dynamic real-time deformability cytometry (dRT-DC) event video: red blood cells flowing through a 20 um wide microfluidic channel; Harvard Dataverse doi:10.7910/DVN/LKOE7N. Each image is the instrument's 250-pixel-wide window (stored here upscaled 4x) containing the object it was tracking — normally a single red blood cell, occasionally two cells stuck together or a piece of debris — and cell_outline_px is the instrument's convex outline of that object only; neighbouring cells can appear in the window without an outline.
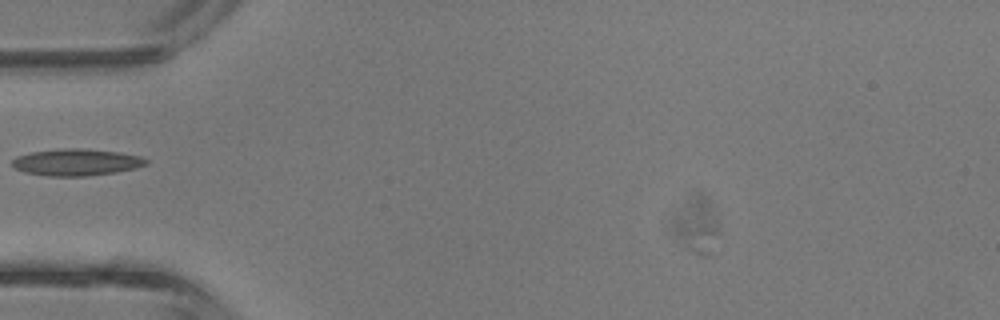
{"species": "common noctule bat (a hibernating species)", "species_latin": "Nyctalus noctula", "temperature_condition": "room temperature", "stored_images_in_passage": 27, "camera_frame_rate_fps": 3000, "um_per_image_px": 0.085, "animal": {"sex": "male", "body_mass_g": 13.3}, "frame": {"image": 1, "passage_image": 1, "time_ms": 0.0, "image_size_px": [1000, 320], "cell_outline_px": [[148, 164], [136, 168], [116, 172], [88, 176], [48, 176], [24, 172], [12, 168], [12, 160], [16, 156], [32, 152], [64, 148], [80, 148], [120, 152], [140, 156], [148, 160]], "centroid_in_image_um": [6.49, 13.79], "position_along_channel_um": 78.5, "area_um2": 21.04}}
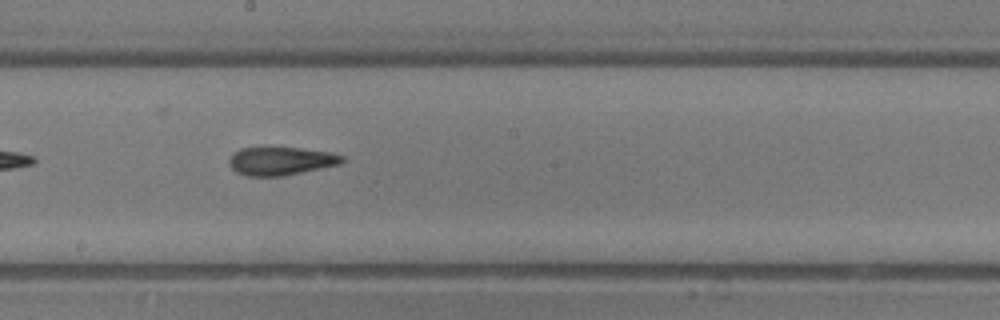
{"frame": {"image": 2, "passage_image": 10, "time_ms": 3.0, "image_size_px": [1000, 320], "cell_outline_px": [[344, 160], [340, 164], [284, 176], [248, 176], [236, 172], [228, 164], [228, 160], [232, 152], [240, 148], [300, 148], [332, 152], [344, 156]], "centroid_in_image_um": [23.85, 13.69], "position_along_channel_um": 224.3, "area_um2": 18.67}}
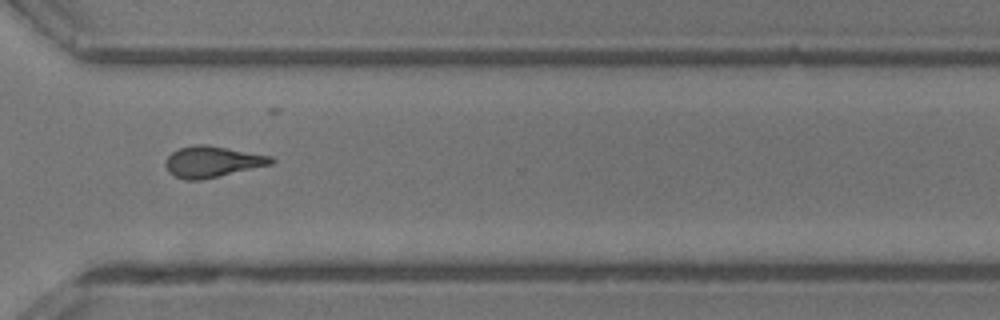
{"frame": {"image": 3, "passage_image": 18, "time_ms": 5.667, "image_size_px": [1000, 320], "cell_outline_px": [[276, 160], [272, 164], [200, 180], [184, 180], [168, 172], [164, 164], [168, 156], [172, 152], [180, 148], [192, 144], [208, 144], [272, 156]], "centroid_in_image_um": [18.04, 13.73], "position_along_channel_um": 352.6, "area_um2": 19.19}}